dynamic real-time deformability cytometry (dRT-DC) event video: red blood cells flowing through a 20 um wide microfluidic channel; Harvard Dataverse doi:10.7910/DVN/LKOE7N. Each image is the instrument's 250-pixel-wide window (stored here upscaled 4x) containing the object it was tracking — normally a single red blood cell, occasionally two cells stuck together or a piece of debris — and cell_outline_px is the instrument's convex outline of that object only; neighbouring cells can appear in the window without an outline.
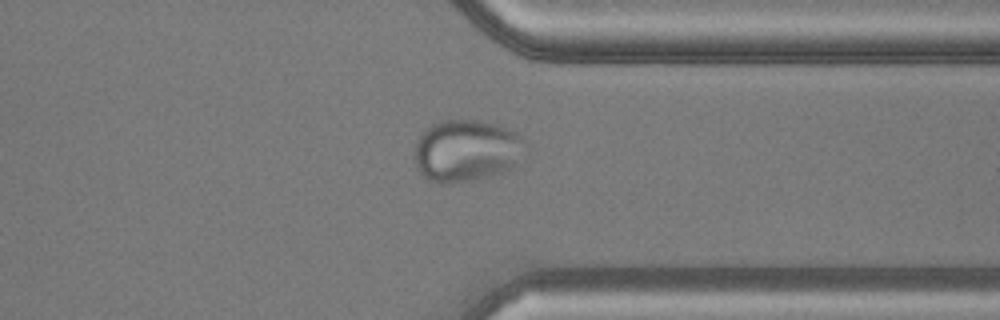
{"species": "common noctule bat (a hibernating species)", "species_latin": "Nyctalus noctula", "temperature_condition": "warm", "stored_images_in_passage": 35, "camera_frame_rate_fps": 3000, "um_per_image_px": 0.085, "animal": {"sex": "male", "body_mass_g": 20.5, "forearm_length_mm": 52.5}, "frame": {"image": 1, "passage_image": 30, "time_ms": 9.667, "image_size_px": [1000, 320], "cell_outline_px": [[528, 144], [512, 168], [504, 172], [488, 176], [448, 184], [440, 184], [428, 180], [420, 172], [416, 164], [416, 144], [424, 128], [432, 124], [444, 120], [476, 120], [496, 124], [508, 128], [516, 132]], "centroid_in_image_um": [39.66, 12.8], "position_along_channel_um": 371.7, "area_um2": 39.94}}